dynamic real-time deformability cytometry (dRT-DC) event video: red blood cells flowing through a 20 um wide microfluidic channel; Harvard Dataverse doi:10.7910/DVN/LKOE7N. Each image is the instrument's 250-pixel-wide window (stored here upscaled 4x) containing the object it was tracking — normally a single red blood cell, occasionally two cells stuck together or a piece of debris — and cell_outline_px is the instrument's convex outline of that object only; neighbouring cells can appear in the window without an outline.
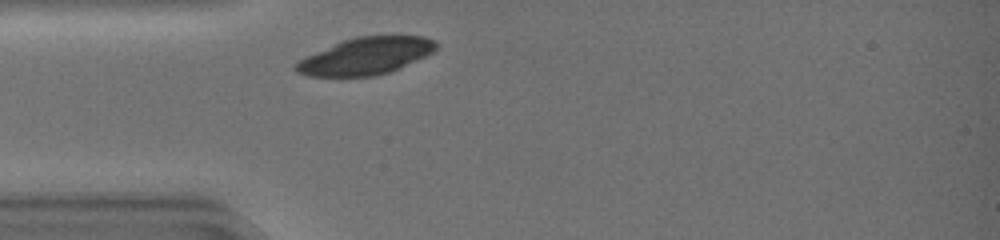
{"species": "common noctule bat (a hibernating species)", "species_latin": "Nyctalus noctula", "temperature_condition": "warm", "stored_images_in_passage": 28, "camera_frame_rate_fps": 3000, "um_per_image_px": 0.085, "animal": {"sex": "female", "body_mass_g": 19.0, "forearm_length_mm": 51.5}, "frame": {"image": 1, "passage_image": 2, "time_ms": 0.333, "image_size_px": [1000, 240], "cell_outline_px": [[440, 44], [432, 52], [392, 72], [376, 76], [308, 76], [296, 72], [292, 68], [300, 60], [340, 40], [356, 36], [424, 36], [436, 40]], "centroid_in_image_um": [31.11, 4.76], "position_along_channel_um": 53.9, "area_um2": 30.29}}
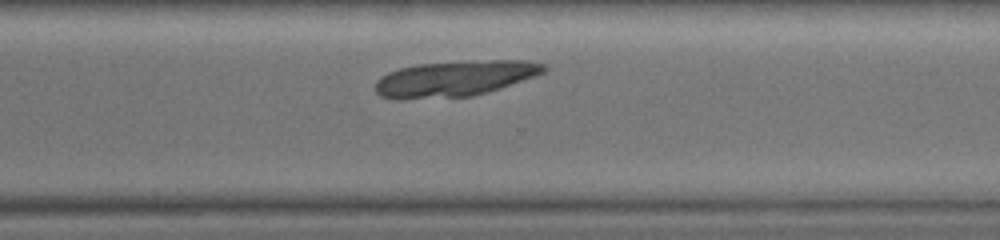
{"frame": {"image": 2, "passage_image": 22, "time_ms": 7.0, "image_size_px": [1000, 240], "cell_outline_px": [[548, 68], [544, 72], [536, 76], [500, 88], [472, 96], [400, 100], [396, 100], [380, 96], [376, 92], [376, 80], [380, 76], [388, 72], [400, 68], [420, 64], [492, 60], [528, 60], [544, 64]], "centroid_in_image_um": [38.64, 6.69], "position_along_channel_um": 332.0, "area_um2": 35.08}}
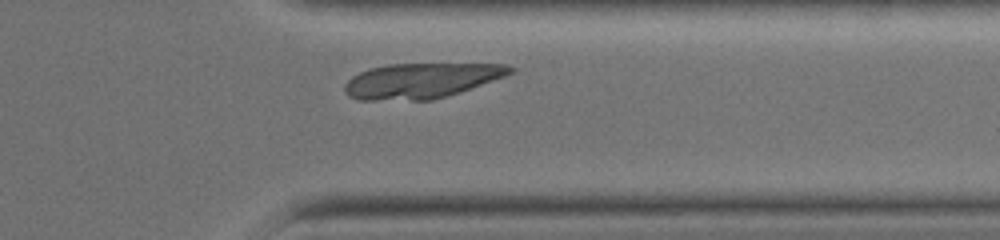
{"frame": {"image": 3, "passage_image": 25, "time_ms": 8.0, "image_size_px": [1000, 240], "cell_outline_px": [[516, 68], [512, 72], [504, 76], [460, 92], [432, 100], [356, 100], [348, 96], [344, 92], [344, 84], [352, 76], [360, 72], [372, 68], [388, 64], [508, 64]], "centroid_in_image_um": [35.77, 6.86], "position_along_channel_um": 375.6, "area_um2": 33.81}}